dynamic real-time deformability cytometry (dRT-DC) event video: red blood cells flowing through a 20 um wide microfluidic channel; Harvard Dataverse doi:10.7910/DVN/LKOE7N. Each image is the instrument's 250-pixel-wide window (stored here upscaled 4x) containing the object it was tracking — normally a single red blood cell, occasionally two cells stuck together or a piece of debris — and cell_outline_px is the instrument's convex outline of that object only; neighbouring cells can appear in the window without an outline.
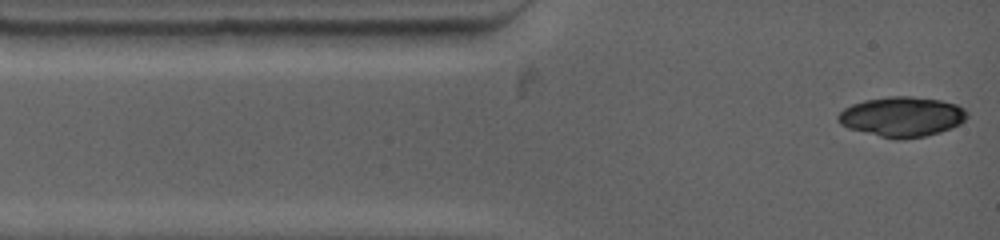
{"species": "common noctule bat (a hibernating species)", "species_latin": "Nyctalus noctula", "temperature_condition": "warm", "stored_images_in_passage": 5, "camera_frame_rate_fps": 4500, "um_per_image_px": 0.085, "animal": {"sex": "female", "body_mass_g": 19.0, "forearm_length_mm": 53.3}, "frame": {"image": 1, "passage_image": 1, "time_ms": 0.0, "image_size_px": [1000, 240], "cell_outline_px": [[968, 116], [960, 124], [952, 128], [940, 132], [924, 136], [904, 140], [900, 140], [880, 136], [848, 128], [840, 124], [836, 120], [836, 116], [844, 108], [852, 104], [864, 100], [888, 96], [912, 96], [940, 100], [956, 104], [964, 108], [968, 112]], "centroid_in_image_um": [76.67, 9.92], "position_along_channel_um": 8.3, "area_um2": 30.23}}